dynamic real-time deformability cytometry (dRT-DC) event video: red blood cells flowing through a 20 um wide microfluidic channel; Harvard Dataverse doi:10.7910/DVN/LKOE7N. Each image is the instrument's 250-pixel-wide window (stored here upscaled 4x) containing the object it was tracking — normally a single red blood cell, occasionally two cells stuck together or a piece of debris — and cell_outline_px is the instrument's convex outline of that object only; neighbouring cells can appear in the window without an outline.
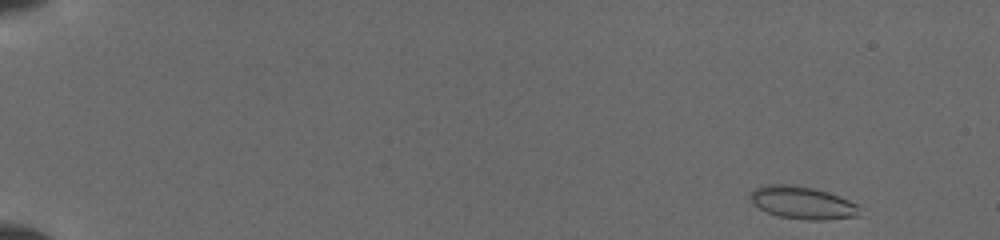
{"species": "common noctule bat (a hibernating species)", "species_latin": "Nyctalus noctula", "temperature_condition": "cold", "stored_images_in_passage": 21, "camera_frame_rate_fps": 3000, "um_per_image_px": 0.085, "animal": {"sex": "female", "body_mass_g": 19.5, "forearm_length_mm": 54.1}, "frame": {"image": 1, "passage_image": 1, "time_ms": 0.0, "image_size_px": [1000, 240], "cell_outline_px": [[864, 216], [824, 220], [808, 220], [780, 216], [768, 212], [752, 204], [748, 196], [756, 188], [768, 184], [788, 184], [812, 188], [828, 192], [840, 196], [856, 204], [860, 208]], "centroid_in_image_um": [68.25, 17.24], "position_along_channel_um": 16.7, "area_um2": 20.87}}
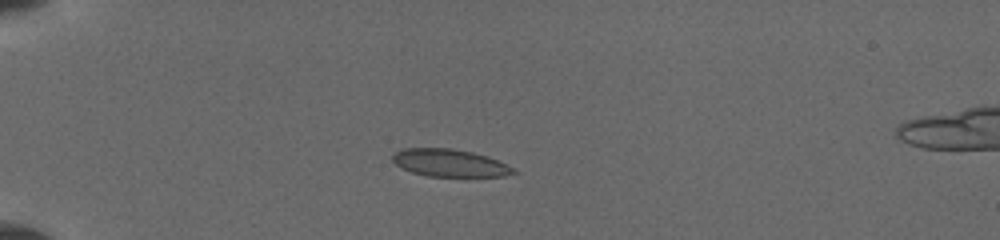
{"frame": {"image": 2, "passage_image": 16, "time_ms": 3.667, "image_size_px": [1000, 240], "cell_outline_px": [[520, 172], [504, 176], [428, 176], [412, 172], [400, 168], [392, 160], [392, 156], [400, 148], [452, 148], [472, 152], [488, 156], [516, 168]], "centroid_in_image_um": [38.25, 13.85], "position_along_channel_um": 46.8, "area_um2": 19.54}}